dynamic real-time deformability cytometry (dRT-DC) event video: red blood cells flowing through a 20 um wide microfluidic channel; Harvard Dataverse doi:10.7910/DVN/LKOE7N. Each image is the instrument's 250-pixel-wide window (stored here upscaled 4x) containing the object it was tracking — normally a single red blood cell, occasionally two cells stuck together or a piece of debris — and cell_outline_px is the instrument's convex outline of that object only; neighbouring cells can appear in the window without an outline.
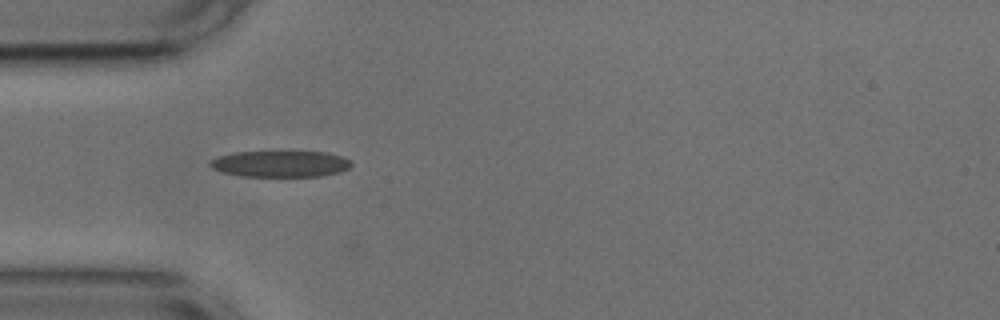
{"species": "common noctule bat (a hibernating species)", "species_latin": "Nyctalus noctula", "temperature_condition": "cold", "stored_images_in_passage": 17, "camera_frame_rate_fps": 3000, "um_per_image_px": 0.085, "animal": {"sex": "male", "body_mass_g": 17.9, "forearm_length_mm": 54.2}, "frame": {"image": 1, "passage_image": 1, "time_ms": 0.0, "image_size_px": [1000, 320], "cell_outline_px": [[352, 164], [348, 168], [340, 172], [320, 176], [240, 176], [224, 172], [212, 168], [208, 164], [212, 160], [220, 156], [236, 152], [280, 148], [292, 148], [328, 152], [344, 156]], "centroid_in_image_um": [23.88, 13.85], "position_along_channel_um": 61.1, "area_um2": 22.95}}
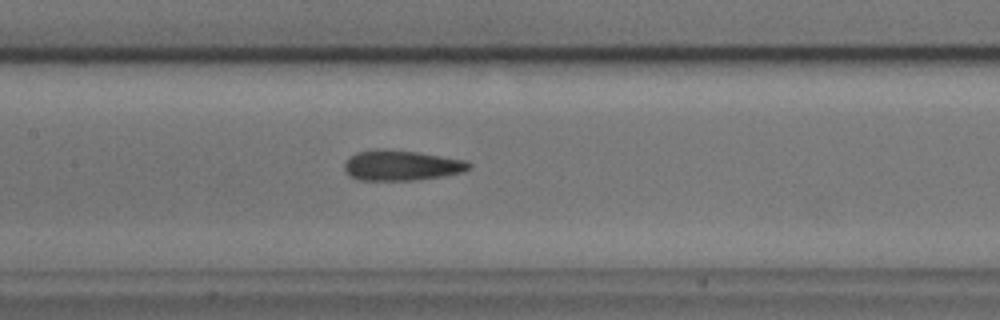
{"frame": {"image": 2, "passage_image": 10, "time_ms": 3.0, "image_size_px": [1000, 320], "cell_outline_px": [[472, 168], [464, 172], [444, 176], [416, 180], [356, 180], [348, 176], [344, 168], [344, 164], [348, 156], [356, 152], [376, 148], [384, 148], [416, 152], [468, 160], [472, 164]], "centroid_in_image_um": [34.11, 14.05], "position_along_channel_um": 173.3, "area_um2": 22.54}}